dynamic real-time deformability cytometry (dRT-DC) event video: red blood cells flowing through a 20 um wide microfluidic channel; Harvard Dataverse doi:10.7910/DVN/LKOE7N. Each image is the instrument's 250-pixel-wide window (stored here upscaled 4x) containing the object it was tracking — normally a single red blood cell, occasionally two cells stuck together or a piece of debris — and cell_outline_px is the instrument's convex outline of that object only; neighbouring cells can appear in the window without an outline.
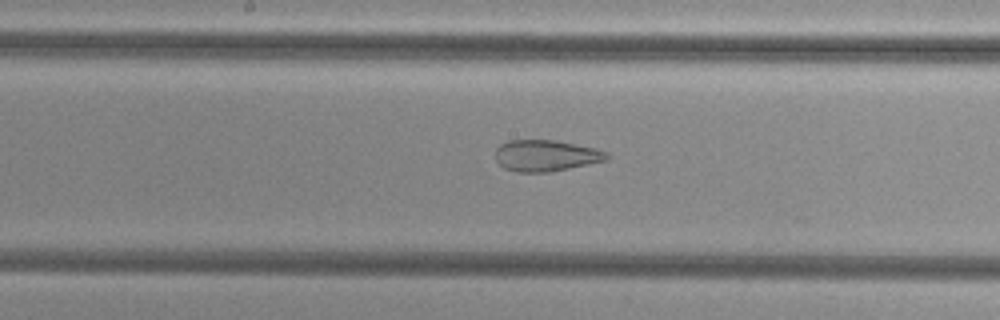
{"species": "common noctule bat (a hibernating species)", "species_latin": "Nyctalus noctula", "temperature_condition": "cold", "stored_images_in_passage": 29, "camera_frame_rate_fps": 3000, "um_per_image_px": 0.085, "animal": {"sex": "female", "body_mass_g": 29.2, "forearm_length_mm": 56.3}, "frame": {"image": 1, "passage_image": 21, "time_ms": 6.667, "image_size_px": [1000, 320], "cell_outline_px": [[608, 160], [548, 172], [516, 172], [504, 168], [496, 160], [496, 148], [500, 144], [508, 140], [556, 140], [596, 148], [608, 152]], "centroid_in_image_um": [46.39, 13.22], "position_along_channel_um": 201.8, "area_um2": 20.35}}